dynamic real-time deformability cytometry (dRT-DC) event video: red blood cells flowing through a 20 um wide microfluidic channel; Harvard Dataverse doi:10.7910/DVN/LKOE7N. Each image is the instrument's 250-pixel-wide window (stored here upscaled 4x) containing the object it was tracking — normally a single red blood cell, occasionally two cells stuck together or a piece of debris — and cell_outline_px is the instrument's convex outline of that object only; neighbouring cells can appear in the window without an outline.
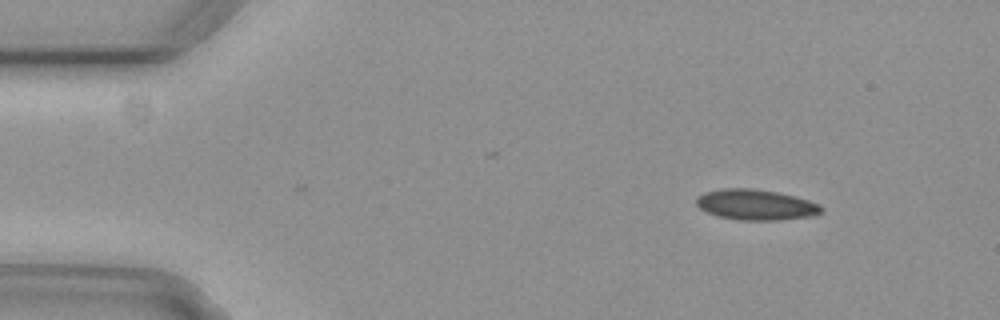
{"species": "common noctule bat (a hibernating species)", "species_latin": "Nyctalus noctula", "temperature_condition": "cold", "stored_images_in_passage": 2, "camera_frame_rate_fps": 3000, "um_per_image_px": 0.085, "animal": {"sex": "female", "body_mass_g": 29.2, "forearm_length_mm": 56.3}, "frame": {"image": 1, "passage_image": 2, "time_ms": 0.333, "image_size_px": [1000, 320], "cell_outline_px": [[824, 208], [816, 216], [780, 220], [740, 220], [720, 216], [708, 212], [700, 208], [696, 204], [696, 196], [704, 192], [724, 188], [752, 188], [776, 192], [796, 196], [820, 204]], "centroid_in_image_um": [64.28, 17.4], "position_along_channel_um": 20.7, "area_um2": 22.37}}